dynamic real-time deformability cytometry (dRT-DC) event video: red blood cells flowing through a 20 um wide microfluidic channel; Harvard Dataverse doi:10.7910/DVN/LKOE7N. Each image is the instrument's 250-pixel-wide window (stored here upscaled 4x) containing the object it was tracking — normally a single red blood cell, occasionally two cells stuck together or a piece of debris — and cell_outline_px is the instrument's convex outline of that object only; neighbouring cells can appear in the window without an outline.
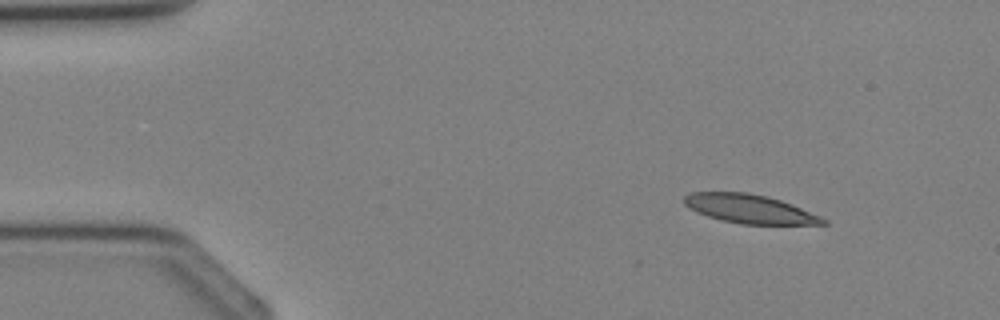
{"species": "Egyptian fruit bat (a non-hibernating species)", "species_latin": "Rousettus aegyptiacus", "temperature_condition": "cold", "stored_images_in_passage": 3, "camera_frame_rate_fps": 3000, "um_per_image_px": 0.085, "animal": {"sex": "female"}, "frame": {"image": 1, "passage_image": 1, "time_ms": 0.0, "image_size_px": [1000, 320], "cell_outline_px": [[828, 224], [740, 224], [720, 220], [696, 212], [688, 208], [684, 204], [684, 196], [688, 192], [748, 192], [768, 196], [780, 200], [820, 216], [828, 220]], "centroid_in_image_um": [63.67, 17.75], "position_along_channel_um": 21.3, "area_um2": 23.29}}
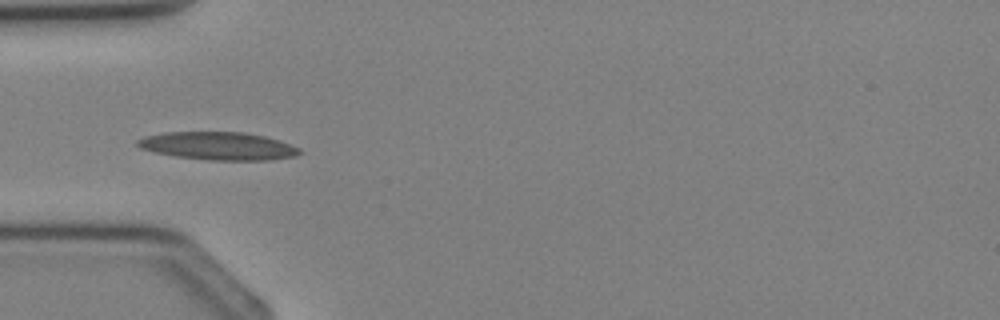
{"frame": {"image": 2, "passage_image": 3, "time_ms": 2.333, "image_size_px": [1000, 320], "cell_outline_px": [[300, 152], [296, 156], [268, 160], [208, 160], [176, 156], [156, 152], [140, 148], [136, 144], [136, 140], [144, 136], [164, 132], [244, 132], [264, 136], [280, 140], [300, 148]], "centroid_in_image_um": [18.54, 12.4], "position_along_channel_um": 66.5, "area_um2": 26.36}}